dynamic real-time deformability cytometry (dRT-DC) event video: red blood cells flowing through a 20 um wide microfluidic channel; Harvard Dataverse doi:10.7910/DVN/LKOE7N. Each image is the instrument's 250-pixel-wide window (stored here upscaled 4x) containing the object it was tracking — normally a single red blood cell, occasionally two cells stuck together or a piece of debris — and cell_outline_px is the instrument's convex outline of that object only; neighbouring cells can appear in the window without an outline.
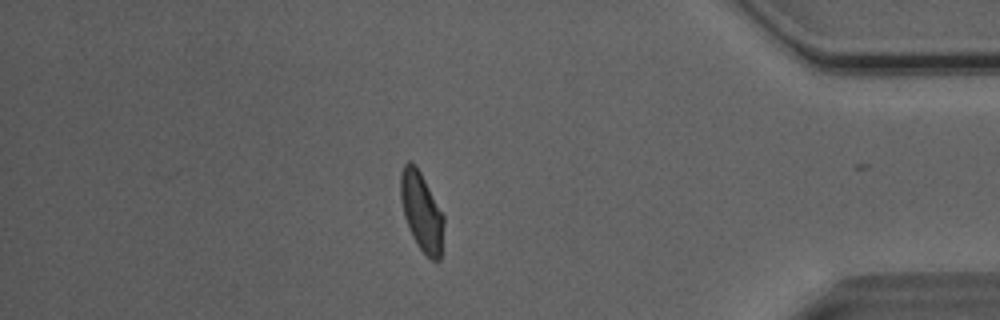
{"species": "Egyptian fruit bat (a non-hibernating species)", "species_latin": "Rousettus aegyptiacus", "temperature_condition": "room temperature", "stored_images_in_passage": 45, "camera_frame_rate_fps": 3000, "um_per_image_px": 0.085, "animal": {"sex": "male"}, "frame": {"image": 1, "passage_image": 44, "time_ms": 14.333, "image_size_px": [1000, 320], "cell_outline_px": [[444, 224], [440, 260], [432, 260], [416, 244], [412, 236], [404, 216], [400, 196], [400, 172], [404, 164], [408, 160], [420, 172], [444, 216]], "centroid_in_image_um": [35.82, 18.0], "position_along_channel_um": 399.4, "area_um2": 19.54}, "authors_computed_cell_mechanics": {"area_um2": 20.6346, "velocity_mm_per_s": 4.0546, "shape_relaxation_time_tau1_ms": 3.7998, "shape_relaxation_time_tau2_ms": 1.4735, "deformation_change_tau1": 0.1223, "deformation_change_tau2": 0.0703}}